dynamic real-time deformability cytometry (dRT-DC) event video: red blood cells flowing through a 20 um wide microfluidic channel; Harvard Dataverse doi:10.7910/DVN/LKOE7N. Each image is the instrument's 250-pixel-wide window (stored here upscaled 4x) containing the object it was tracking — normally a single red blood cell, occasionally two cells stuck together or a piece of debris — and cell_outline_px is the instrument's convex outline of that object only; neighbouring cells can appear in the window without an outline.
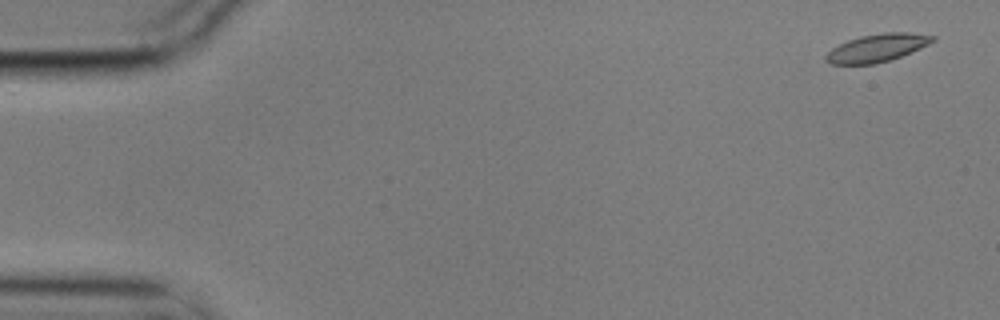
{"species": "common noctule bat (a hibernating species)", "species_latin": "Nyctalus noctula", "temperature_condition": "cold", "stored_images_in_passage": 10, "camera_frame_rate_fps": 3000, "um_per_image_px": 0.085, "animal": {"sex": "male", "body_mass_g": 17.9}, "frame": {"image": 1, "passage_image": 1, "time_ms": 0.0, "image_size_px": [1000, 320], "cell_outline_px": [[936, 40], [920, 48], [900, 56], [888, 60], [872, 64], [832, 64], [824, 60], [824, 56], [832, 48], [848, 40], [860, 36], [884, 32], [908, 32], [936, 36]], "centroid_in_image_um": [74.54, 4.06], "position_along_channel_um": 10.5, "area_um2": 17.17}}
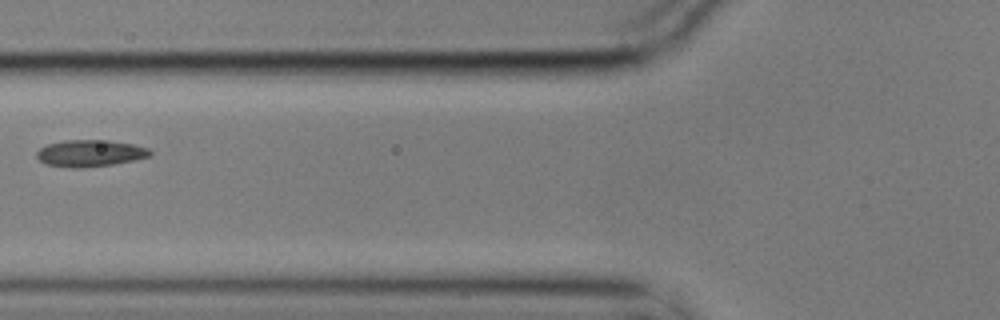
{"frame": {"image": 2, "passage_image": 6, "time_ms": 1.667, "image_size_px": [1000, 320], "cell_outline_px": [[152, 156], [112, 164], [84, 168], [72, 168], [48, 164], [40, 160], [36, 156], [36, 152], [40, 148], [48, 144], [64, 140], [108, 140], [132, 144], [148, 148], [152, 152]], "centroid_in_image_um": [7.66, 13.02], "position_along_channel_um": 118.1, "area_um2": 17.57}}
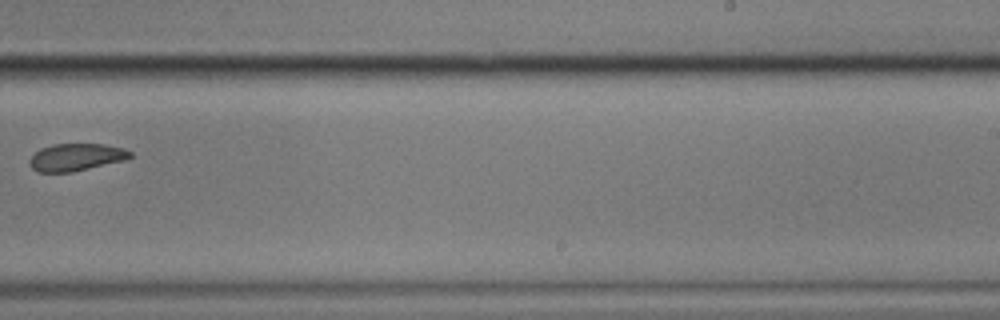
{"frame": {"image": 3, "passage_image": 10, "time_ms": 3.0, "image_size_px": [1000, 320], "cell_outline_px": [[132, 156], [124, 160], [72, 172], [36, 172], [28, 164], [28, 160], [40, 148], [52, 144], [104, 144], [124, 148], [132, 152]], "centroid_in_image_um": [6.44, 13.36], "position_along_channel_um": 282.6, "area_um2": 16.07}}